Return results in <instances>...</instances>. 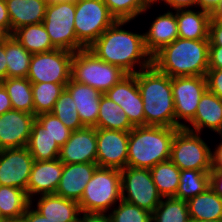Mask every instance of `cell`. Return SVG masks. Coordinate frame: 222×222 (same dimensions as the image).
I'll return each instance as SVG.
<instances>
[{
    "label": "cell",
    "instance_id": "18",
    "mask_svg": "<svg viewBox=\"0 0 222 222\" xmlns=\"http://www.w3.org/2000/svg\"><path fill=\"white\" fill-rule=\"evenodd\" d=\"M62 172L63 163L58 158L50 161L35 160L27 185L30 202L36 195L55 194Z\"/></svg>",
    "mask_w": 222,
    "mask_h": 222
},
{
    "label": "cell",
    "instance_id": "2",
    "mask_svg": "<svg viewBox=\"0 0 222 222\" xmlns=\"http://www.w3.org/2000/svg\"><path fill=\"white\" fill-rule=\"evenodd\" d=\"M136 80L144 105L145 125L175 128L172 78L152 64L138 71Z\"/></svg>",
    "mask_w": 222,
    "mask_h": 222
},
{
    "label": "cell",
    "instance_id": "41",
    "mask_svg": "<svg viewBox=\"0 0 222 222\" xmlns=\"http://www.w3.org/2000/svg\"><path fill=\"white\" fill-rule=\"evenodd\" d=\"M206 79L208 90L222 99V69H208Z\"/></svg>",
    "mask_w": 222,
    "mask_h": 222
},
{
    "label": "cell",
    "instance_id": "1",
    "mask_svg": "<svg viewBox=\"0 0 222 222\" xmlns=\"http://www.w3.org/2000/svg\"><path fill=\"white\" fill-rule=\"evenodd\" d=\"M129 22L116 20L88 50L106 63L120 67L127 74H136L152 65V56L146 50L143 33L122 29ZM136 64L140 69H136Z\"/></svg>",
    "mask_w": 222,
    "mask_h": 222
},
{
    "label": "cell",
    "instance_id": "46",
    "mask_svg": "<svg viewBox=\"0 0 222 222\" xmlns=\"http://www.w3.org/2000/svg\"><path fill=\"white\" fill-rule=\"evenodd\" d=\"M210 187L219 196H222V170L210 171Z\"/></svg>",
    "mask_w": 222,
    "mask_h": 222
},
{
    "label": "cell",
    "instance_id": "26",
    "mask_svg": "<svg viewBox=\"0 0 222 222\" xmlns=\"http://www.w3.org/2000/svg\"><path fill=\"white\" fill-rule=\"evenodd\" d=\"M29 205L26 191L0 185V218L3 222H20Z\"/></svg>",
    "mask_w": 222,
    "mask_h": 222
},
{
    "label": "cell",
    "instance_id": "57",
    "mask_svg": "<svg viewBox=\"0 0 222 222\" xmlns=\"http://www.w3.org/2000/svg\"><path fill=\"white\" fill-rule=\"evenodd\" d=\"M5 37V35L0 31V41Z\"/></svg>",
    "mask_w": 222,
    "mask_h": 222
},
{
    "label": "cell",
    "instance_id": "43",
    "mask_svg": "<svg viewBox=\"0 0 222 222\" xmlns=\"http://www.w3.org/2000/svg\"><path fill=\"white\" fill-rule=\"evenodd\" d=\"M0 31L5 35H11V20L5 0H0Z\"/></svg>",
    "mask_w": 222,
    "mask_h": 222
},
{
    "label": "cell",
    "instance_id": "22",
    "mask_svg": "<svg viewBox=\"0 0 222 222\" xmlns=\"http://www.w3.org/2000/svg\"><path fill=\"white\" fill-rule=\"evenodd\" d=\"M144 34L145 47L153 57L164 46L179 38L175 12L167 11L156 17Z\"/></svg>",
    "mask_w": 222,
    "mask_h": 222
},
{
    "label": "cell",
    "instance_id": "25",
    "mask_svg": "<svg viewBox=\"0 0 222 222\" xmlns=\"http://www.w3.org/2000/svg\"><path fill=\"white\" fill-rule=\"evenodd\" d=\"M179 38L209 39L211 14L204 10H175Z\"/></svg>",
    "mask_w": 222,
    "mask_h": 222
},
{
    "label": "cell",
    "instance_id": "29",
    "mask_svg": "<svg viewBox=\"0 0 222 222\" xmlns=\"http://www.w3.org/2000/svg\"><path fill=\"white\" fill-rule=\"evenodd\" d=\"M31 54L55 50L43 23L23 26L12 34Z\"/></svg>",
    "mask_w": 222,
    "mask_h": 222
},
{
    "label": "cell",
    "instance_id": "7",
    "mask_svg": "<svg viewBox=\"0 0 222 222\" xmlns=\"http://www.w3.org/2000/svg\"><path fill=\"white\" fill-rule=\"evenodd\" d=\"M75 1L47 5L43 24L56 49L77 52L86 49L77 39L75 27Z\"/></svg>",
    "mask_w": 222,
    "mask_h": 222
},
{
    "label": "cell",
    "instance_id": "52",
    "mask_svg": "<svg viewBox=\"0 0 222 222\" xmlns=\"http://www.w3.org/2000/svg\"><path fill=\"white\" fill-rule=\"evenodd\" d=\"M220 2L221 0H197V8L211 14Z\"/></svg>",
    "mask_w": 222,
    "mask_h": 222
},
{
    "label": "cell",
    "instance_id": "28",
    "mask_svg": "<svg viewBox=\"0 0 222 222\" xmlns=\"http://www.w3.org/2000/svg\"><path fill=\"white\" fill-rule=\"evenodd\" d=\"M27 149L36 161H50L57 159L60 146L45 132V128L35 120L32 124Z\"/></svg>",
    "mask_w": 222,
    "mask_h": 222
},
{
    "label": "cell",
    "instance_id": "31",
    "mask_svg": "<svg viewBox=\"0 0 222 222\" xmlns=\"http://www.w3.org/2000/svg\"><path fill=\"white\" fill-rule=\"evenodd\" d=\"M97 128L130 131L134 126L121 106L103 94L100 100Z\"/></svg>",
    "mask_w": 222,
    "mask_h": 222
},
{
    "label": "cell",
    "instance_id": "24",
    "mask_svg": "<svg viewBox=\"0 0 222 222\" xmlns=\"http://www.w3.org/2000/svg\"><path fill=\"white\" fill-rule=\"evenodd\" d=\"M11 20V35L19 28L43 23L48 3L46 0H5Z\"/></svg>",
    "mask_w": 222,
    "mask_h": 222
},
{
    "label": "cell",
    "instance_id": "14",
    "mask_svg": "<svg viewBox=\"0 0 222 222\" xmlns=\"http://www.w3.org/2000/svg\"><path fill=\"white\" fill-rule=\"evenodd\" d=\"M99 167L124 169L128 158L129 131L96 128Z\"/></svg>",
    "mask_w": 222,
    "mask_h": 222
},
{
    "label": "cell",
    "instance_id": "10",
    "mask_svg": "<svg viewBox=\"0 0 222 222\" xmlns=\"http://www.w3.org/2000/svg\"><path fill=\"white\" fill-rule=\"evenodd\" d=\"M120 171L121 199L152 213L163 197L154 184L150 169L126 166Z\"/></svg>",
    "mask_w": 222,
    "mask_h": 222
},
{
    "label": "cell",
    "instance_id": "4",
    "mask_svg": "<svg viewBox=\"0 0 222 222\" xmlns=\"http://www.w3.org/2000/svg\"><path fill=\"white\" fill-rule=\"evenodd\" d=\"M180 128L164 126H137L129 131L127 165L151 169L170 160L171 145Z\"/></svg>",
    "mask_w": 222,
    "mask_h": 222
},
{
    "label": "cell",
    "instance_id": "35",
    "mask_svg": "<svg viewBox=\"0 0 222 222\" xmlns=\"http://www.w3.org/2000/svg\"><path fill=\"white\" fill-rule=\"evenodd\" d=\"M67 83H32L34 115L51 113Z\"/></svg>",
    "mask_w": 222,
    "mask_h": 222
},
{
    "label": "cell",
    "instance_id": "49",
    "mask_svg": "<svg viewBox=\"0 0 222 222\" xmlns=\"http://www.w3.org/2000/svg\"><path fill=\"white\" fill-rule=\"evenodd\" d=\"M7 78V62L5 54V37L0 41V81Z\"/></svg>",
    "mask_w": 222,
    "mask_h": 222
},
{
    "label": "cell",
    "instance_id": "48",
    "mask_svg": "<svg viewBox=\"0 0 222 222\" xmlns=\"http://www.w3.org/2000/svg\"><path fill=\"white\" fill-rule=\"evenodd\" d=\"M77 222H110L108 214L81 213Z\"/></svg>",
    "mask_w": 222,
    "mask_h": 222
},
{
    "label": "cell",
    "instance_id": "21",
    "mask_svg": "<svg viewBox=\"0 0 222 222\" xmlns=\"http://www.w3.org/2000/svg\"><path fill=\"white\" fill-rule=\"evenodd\" d=\"M65 88L70 92L76 104L82 124L85 127L97 128L100 100L103 94L91 86L78 83L72 79Z\"/></svg>",
    "mask_w": 222,
    "mask_h": 222
},
{
    "label": "cell",
    "instance_id": "44",
    "mask_svg": "<svg viewBox=\"0 0 222 222\" xmlns=\"http://www.w3.org/2000/svg\"><path fill=\"white\" fill-rule=\"evenodd\" d=\"M208 69H222V46H209Z\"/></svg>",
    "mask_w": 222,
    "mask_h": 222
},
{
    "label": "cell",
    "instance_id": "8",
    "mask_svg": "<svg viewBox=\"0 0 222 222\" xmlns=\"http://www.w3.org/2000/svg\"><path fill=\"white\" fill-rule=\"evenodd\" d=\"M212 151L199 133L180 128L171 145L170 160L180 169L212 170Z\"/></svg>",
    "mask_w": 222,
    "mask_h": 222
},
{
    "label": "cell",
    "instance_id": "42",
    "mask_svg": "<svg viewBox=\"0 0 222 222\" xmlns=\"http://www.w3.org/2000/svg\"><path fill=\"white\" fill-rule=\"evenodd\" d=\"M209 46H222V23L210 20Z\"/></svg>",
    "mask_w": 222,
    "mask_h": 222
},
{
    "label": "cell",
    "instance_id": "20",
    "mask_svg": "<svg viewBox=\"0 0 222 222\" xmlns=\"http://www.w3.org/2000/svg\"><path fill=\"white\" fill-rule=\"evenodd\" d=\"M184 125V129L201 133L202 129L208 128L222 135V99L208 89L201 96L194 118Z\"/></svg>",
    "mask_w": 222,
    "mask_h": 222
},
{
    "label": "cell",
    "instance_id": "39",
    "mask_svg": "<svg viewBox=\"0 0 222 222\" xmlns=\"http://www.w3.org/2000/svg\"><path fill=\"white\" fill-rule=\"evenodd\" d=\"M108 216L110 222H152L151 212L122 199Z\"/></svg>",
    "mask_w": 222,
    "mask_h": 222
},
{
    "label": "cell",
    "instance_id": "50",
    "mask_svg": "<svg viewBox=\"0 0 222 222\" xmlns=\"http://www.w3.org/2000/svg\"><path fill=\"white\" fill-rule=\"evenodd\" d=\"M220 138L222 139V135ZM212 170H222V141L212 151Z\"/></svg>",
    "mask_w": 222,
    "mask_h": 222
},
{
    "label": "cell",
    "instance_id": "11",
    "mask_svg": "<svg viewBox=\"0 0 222 222\" xmlns=\"http://www.w3.org/2000/svg\"><path fill=\"white\" fill-rule=\"evenodd\" d=\"M74 52L55 49L32 54L27 79L31 83H68Z\"/></svg>",
    "mask_w": 222,
    "mask_h": 222
},
{
    "label": "cell",
    "instance_id": "36",
    "mask_svg": "<svg viewBox=\"0 0 222 222\" xmlns=\"http://www.w3.org/2000/svg\"><path fill=\"white\" fill-rule=\"evenodd\" d=\"M164 199H166L164 201ZM152 212V222H189L187 201L164 197Z\"/></svg>",
    "mask_w": 222,
    "mask_h": 222
},
{
    "label": "cell",
    "instance_id": "54",
    "mask_svg": "<svg viewBox=\"0 0 222 222\" xmlns=\"http://www.w3.org/2000/svg\"><path fill=\"white\" fill-rule=\"evenodd\" d=\"M189 222H222V219H217V220H193V219H190Z\"/></svg>",
    "mask_w": 222,
    "mask_h": 222
},
{
    "label": "cell",
    "instance_id": "19",
    "mask_svg": "<svg viewBox=\"0 0 222 222\" xmlns=\"http://www.w3.org/2000/svg\"><path fill=\"white\" fill-rule=\"evenodd\" d=\"M97 163L63 164V172L55 194L79 202Z\"/></svg>",
    "mask_w": 222,
    "mask_h": 222
},
{
    "label": "cell",
    "instance_id": "16",
    "mask_svg": "<svg viewBox=\"0 0 222 222\" xmlns=\"http://www.w3.org/2000/svg\"><path fill=\"white\" fill-rule=\"evenodd\" d=\"M34 114L15 109L0 115V150L27 147Z\"/></svg>",
    "mask_w": 222,
    "mask_h": 222
},
{
    "label": "cell",
    "instance_id": "32",
    "mask_svg": "<svg viewBox=\"0 0 222 222\" xmlns=\"http://www.w3.org/2000/svg\"><path fill=\"white\" fill-rule=\"evenodd\" d=\"M2 85L9 95L13 109L34 114L32 83L27 78H6Z\"/></svg>",
    "mask_w": 222,
    "mask_h": 222
},
{
    "label": "cell",
    "instance_id": "15",
    "mask_svg": "<svg viewBox=\"0 0 222 222\" xmlns=\"http://www.w3.org/2000/svg\"><path fill=\"white\" fill-rule=\"evenodd\" d=\"M104 95L121 106L134 127L145 126L144 105L137 86L136 74H127Z\"/></svg>",
    "mask_w": 222,
    "mask_h": 222
},
{
    "label": "cell",
    "instance_id": "37",
    "mask_svg": "<svg viewBox=\"0 0 222 222\" xmlns=\"http://www.w3.org/2000/svg\"><path fill=\"white\" fill-rule=\"evenodd\" d=\"M51 113L60 119V121L72 131L85 127L80 121L76 104L73 101L70 92L66 88L62 91L60 97L55 102Z\"/></svg>",
    "mask_w": 222,
    "mask_h": 222
},
{
    "label": "cell",
    "instance_id": "5",
    "mask_svg": "<svg viewBox=\"0 0 222 222\" xmlns=\"http://www.w3.org/2000/svg\"><path fill=\"white\" fill-rule=\"evenodd\" d=\"M120 200L121 171L98 166L78 203L81 213L105 214Z\"/></svg>",
    "mask_w": 222,
    "mask_h": 222
},
{
    "label": "cell",
    "instance_id": "12",
    "mask_svg": "<svg viewBox=\"0 0 222 222\" xmlns=\"http://www.w3.org/2000/svg\"><path fill=\"white\" fill-rule=\"evenodd\" d=\"M207 89L206 76L172 78L175 128H184V122L188 124L194 118L201 96Z\"/></svg>",
    "mask_w": 222,
    "mask_h": 222
},
{
    "label": "cell",
    "instance_id": "51",
    "mask_svg": "<svg viewBox=\"0 0 222 222\" xmlns=\"http://www.w3.org/2000/svg\"><path fill=\"white\" fill-rule=\"evenodd\" d=\"M11 109H13L11 105V100L9 98V95L7 94L6 89L1 84L0 85V115H2L3 113Z\"/></svg>",
    "mask_w": 222,
    "mask_h": 222
},
{
    "label": "cell",
    "instance_id": "6",
    "mask_svg": "<svg viewBox=\"0 0 222 222\" xmlns=\"http://www.w3.org/2000/svg\"><path fill=\"white\" fill-rule=\"evenodd\" d=\"M127 75L120 67L97 58L88 49L74 52L71 79L104 94Z\"/></svg>",
    "mask_w": 222,
    "mask_h": 222
},
{
    "label": "cell",
    "instance_id": "33",
    "mask_svg": "<svg viewBox=\"0 0 222 222\" xmlns=\"http://www.w3.org/2000/svg\"><path fill=\"white\" fill-rule=\"evenodd\" d=\"M180 171L171 160L158 163L150 169L154 184L163 198L176 195L180 183Z\"/></svg>",
    "mask_w": 222,
    "mask_h": 222
},
{
    "label": "cell",
    "instance_id": "56",
    "mask_svg": "<svg viewBox=\"0 0 222 222\" xmlns=\"http://www.w3.org/2000/svg\"><path fill=\"white\" fill-rule=\"evenodd\" d=\"M160 0H144V2L147 4V5H154V3L156 4V2H159Z\"/></svg>",
    "mask_w": 222,
    "mask_h": 222
},
{
    "label": "cell",
    "instance_id": "13",
    "mask_svg": "<svg viewBox=\"0 0 222 222\" xmlns=\"http://www.w3.org/2000/svg\"><path fill=\"white\" fill-rule=\"evenodd\" d=\"M34 161L27 147L0 150V185L17 187L27 193Z\"/></svg>",
    "mask_w": 222,
    "mask_h": 222
},
{
    "label": "cell",
    "instance_id": "40",
    "mask_svg": "<svg viewBox=\"0 0 222 222\" xmlns=\"http://www.w3.org/2000/svg\"><path fill=\"white\" fill-rule=\"evenodd\" d=\"M36 120L45 128V132L56 140V143L62 147L70 138L72 130L67 128L52 113H44L36 116Z\"/></svg>",
    "mask_w": 222,
    "mask_h": 222
},
{
    "label": "cell",
    "instance_id": "27",
    "mask_svg": "<svg viewBox=\"0 0 222 222\" xmlns=\"http://www.w3.org/2000/svg\"><path fill=\"white\" fill-rule=\"evenodd\" d=\"M187 205L190 219H222V196L215 193L211 187L188 200Z\"/></svg>",
    "mask_w": 222,
    "mask_h": 222
},
{
    "label": "cell",
    "instance_id": "9",
    "mask_svg": "<svg viewBox=\"0 0 222 222\" xmlns=\"http://www.w3.org/2000/svg\"><path fill=\"white\" fill-rule=\"evenodd\" d=\"M115 21L102 0H75L76 37L86 49Z\"/></svg>",
    "mask_w": 222,
    "mask_h": 222
},
{
    "label": "cell",
    "instance_id": "47",
    "mask_svg": "<svg viewBox=\"0 0 222 222\" xmlns=\"http://www.w3.org/2000/svg\"><path fill=\"white\" fill-rule=\"evenodd\" d=\"M166 6H170L172 10L190 9L193 6L197 8V0H161Z\"/></svg>",
    "mask_w": 222,
    "mask_h": 222
},
{
    "label": "cell",
    "instance_id": "53",
    "mask_svg": "<svg viewBox=\"0 0 222 222\" xmlns=\"http://www.w3.org/2000/svg\"><path fill=\"white\" fill-rule=\"evenodd\" d=\"M211 20L222 23V0L211 13Z\"/></svg>",
    "mask_w": 222,
    "mask_h": 222
},
{
    "label": "cell",
    "instance_id": "38",
    "mask_svg": "<svg viewBox=\"0 0 222 222\" xmlns=\"http://www.w3.org/2000/svg\"><path fill=\"white\" fill-rule=\"evenodd\" d=\"M110 14L116 20L131 21L139 15L146 13L152 6L147 5L144 0H102Z\"/></svg>",
    "mask_w": 222,
    "mask_h": 222
},
{
    "label": "cell",
    "instance_id": "30",
    "mask_svg": "<svg viewBox=\"0 0 222 222\" xmlns=\"http://www.w3.org/2000/svg\"><path fill=\"white\" fill-rule=\"evenodd\" d=\"M7 78H26L32 54L13 36H5Z\"/></svg>",
    "mask_w": 222,
    "mask_h": 222
},
{
    "label": "cell",
    "instance_id": "17",
    "mask_svg": "<svg viewBox=\"0 0 222 222\" xmlns=\"http://www.w3.org/2000/svg\"><path fill=\"white\" fill-rule=\"evenodd\" d=\"M58 159L63 164L96 163V128L84 127L72 131L68 141L60 147Z\"/></svg>",
    "mask_w": 222,
    "mask_h": 222
},
{
    "label": "cell",
    "instance_id": "45",
    "mask_svg": "<svg viewBox=\"0 0 222 222\" xmlns=\"http://www.w3.org/2000/svg\"><path fill=\"white\" fill-rule=\"evenodd\" d=\"M32 204L33 202H30V205L26 209V212L20 222H55L38 213L35 209H33L34 206Z\"/></svg>",
    "mask_w": 222,
    "mask_h": 222
},
{
    "label": "cell",
    "instance_id": "55",
    "mask_svg": "<svg viewBox=\"0 0 222 222\" xmlns=\"http://www.w3.org/2000/svg\"><path fill=\"white\" fill-rule=\"evenodd\" d=\"M65 1H75V0H46L48 4L50 3H58V2H65Z\"/></svg>",
    "mask_w": 222,
    "mask_h": 222
},
{
    "label": "cell",
    "instance_id": "3",
    "mask_svg": "<svg viewBox=\"0 0 222 222\" xmlns=\"http://www.w3.org/2000/svg\"><path fill=\"white\" fill-rule=\"evenodd\" d=\"M152 64L171 78L206 76L209 65V39L177 38L152 57Z\"/></svg>",
    "mask_w": 222,
    "mask_h": 222
},
{
    "label": "cell",
    "instance_id": "23",
    "mask_svg": "<svg viewBox=\"0 0 222 222\" xmlns=\"http://www.w3.org/2000/svg\"><path fill=\"white\" fill-rule=\"evenodd\" d=\"M35 210L55 222H77L81 211L79 203L57 194H44L38 197Z\"/></svg>",
    "mask_w": 222,
    "mask_h": 222
},
{
    "label": "cell",
    "instance_id": "34",
    "mask_svg": "<svg viewBox=\"0 0 222 222\" xmlns=\"http://www.w3.org/2000/svg\"><path fill=\"white\" fill-rule=\"evenodd\" d=\"M209 187L210 172L192 169L181 170L179 187L174 197L188 201L205 192Z\"/></svg>",
    "mask_w": 222,
    "mask_h": 222
}]
</instances>
